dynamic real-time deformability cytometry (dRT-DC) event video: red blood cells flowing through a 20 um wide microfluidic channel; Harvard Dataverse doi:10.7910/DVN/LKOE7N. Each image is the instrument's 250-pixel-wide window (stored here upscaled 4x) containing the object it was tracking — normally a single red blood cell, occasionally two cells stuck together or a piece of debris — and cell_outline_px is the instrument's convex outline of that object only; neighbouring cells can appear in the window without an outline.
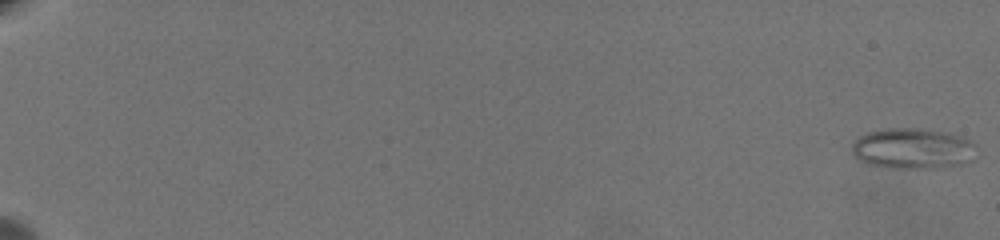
{"species": "common noctule bat (a hibernating species)", "species_latin": "Nyctalus noctula", "temperature_condition": "warm", "stored_images_in_passage": 65, "camera_frame_rate_fps": 3000, "um_per_image_px": 0.085, "animal": {"sex": "female", "body_mass_g": 19.5, "forearm_length_mm": 54.1}, "frame": {"image": 1, "passage_image": 1, "time_ms": 0.0, "image_size_px": [1000, 240], "cell_outline_px": [[976, 160], [960, 164], [916, 168], [892, 168], [868, 164], [856, 160], [852, 156], [852, 144], [860, 136], [868, 132], [888, 128], [920, 128], [944, 132], [968, 140], [976, 144]], "centroid_in_image_um": [77.56, 12.63], "position_along_channel_um": 7.4, "area_um2": 29.48}}
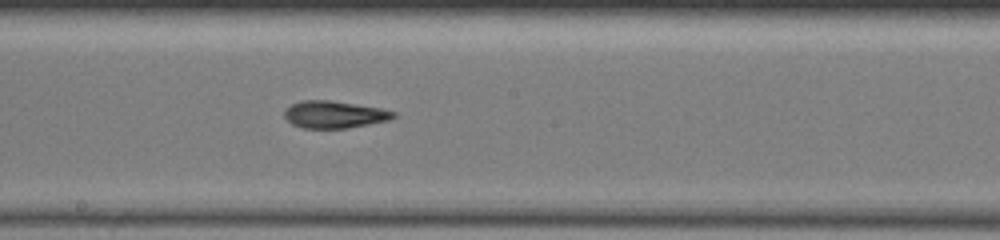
{"frame": {"image": 2, "passage_image": 40, "time_ms": 13.0, "image_size_px": [1000, 240], "cell_outline_px": [[396, 116], [388, 120], [348, 128], [304, 128], [292, 124], [284, 116], [284, 112], [292, 104], [304, 100], [328, 100], [380, 108], [396, 112]], "centroid_in_image_um": [28.42, 9.74], "position_along_channel_um": 219.8, "area_um2": 16.99}}
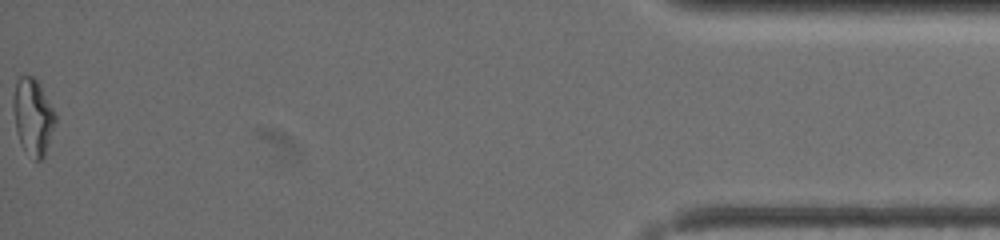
{"frame": {"image": 3, "passage_image": 65, "time_ms": 21.333, "image_size_px": [1000, 240], "cell_outline_px": [[56, 120], [44, 156], [40, 160], [36, 160], [20, 144], [16, 132], [12, 104], [12, 100], [16, 80], [20, 76], [32, 76], [36, 80], [56, 112]], "centroid_in_image_um": [2.78, 9.89], "position_along_channel_um": 432.4, "area_um2": 18.55}, "authors_computed_cell_mechanics": {"area_um2": 17.8602, "velocity_mm_per_s": 3.4836, "shape_relaxation_time_tau1_ms": null, "shape_relaxation_time_tau2_ms": 2.523, "deformation_change_tau1": null, "deformation_change_tau2": 0.1013}}